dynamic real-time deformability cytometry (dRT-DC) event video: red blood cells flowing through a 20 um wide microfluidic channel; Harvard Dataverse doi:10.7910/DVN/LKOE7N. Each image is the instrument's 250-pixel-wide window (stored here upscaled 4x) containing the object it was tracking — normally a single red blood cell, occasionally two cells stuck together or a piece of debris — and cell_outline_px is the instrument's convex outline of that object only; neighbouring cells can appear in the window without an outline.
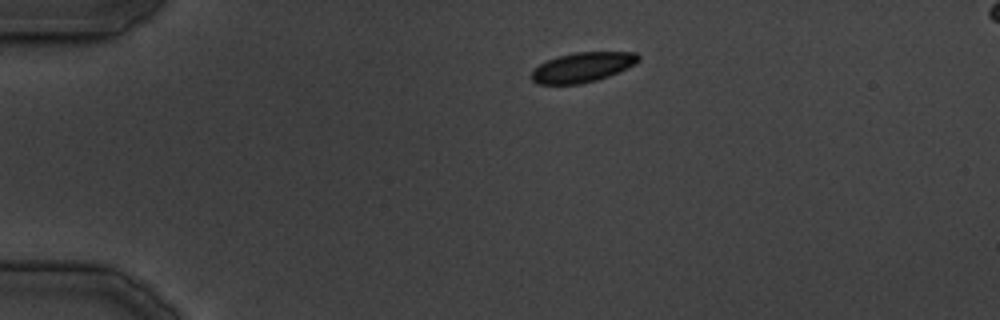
{"species": "common noctule bat (a hibernating species)", "species_latin": "Nyctalus noctula", "temperature_condition": "cold", "stored_images_in_passage": 31, "camera_frame_rate_fps": 3000, "um_per_image_px": 0.085, "animal": {"sex": "male", "body_mass_g": 19.5, "forearm_length_mm": 54.6}, "frame": {"image": 1, "passage_image": 1, "time_ms": 0.0, "image_size_px": [1000, 320], "cell_outline_px": [[640, 60], [636, 64], [628, 68], [608, 76], [596, 80], [580, 84], [536, 84], [532, 80], [532, 72], [540, 64], [556, 56], [576, 52], [636, 52], [640, 56]], "centroid_in_image_um": [49.54, 5.71], "position_along_channel_um": 35.5, "area_um2": 18.55}}
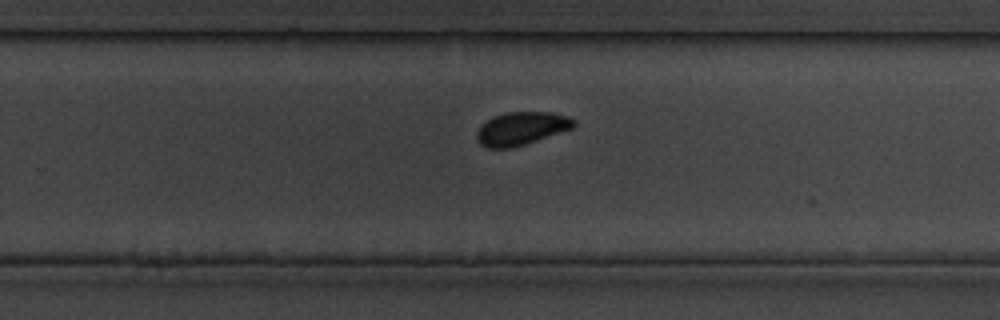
{"frame": {"image": 2, "passage_image": 19, "time_ms": 21.0, "image_size_px": [1000, 320], "cell_outline_px": [[576, 124], [572, 128], [512, 148], [488, 148], [480, 144], [476, 136], [476, 132], [492, 116], [508, 112], [552, 112], [568, 116], [576, 120]], "centroid_in_image_um": [44.32, 10.91], "position_along_channel_um": 285.5, "area_um2": 18.5}}
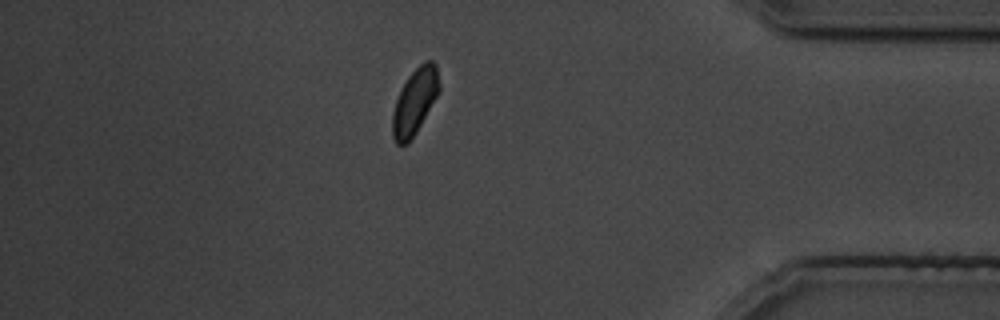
{"frame": {"image": 3, "passage_image": 27, "time_ms": 31.0, "image_size_px": [1000, 320], "cell_outline_px": [[440, 92], [416, 132], [408, 144], [396, 144], [392, 136], [392, 112], [396, 100], [408, 76], [424, 60], [432, 60], [436, 64], [440, 84]], "centroid_in_image_um": [35.27, 8.62], "position_along_channel_um": 399.9, "area_um2": 17.98}}